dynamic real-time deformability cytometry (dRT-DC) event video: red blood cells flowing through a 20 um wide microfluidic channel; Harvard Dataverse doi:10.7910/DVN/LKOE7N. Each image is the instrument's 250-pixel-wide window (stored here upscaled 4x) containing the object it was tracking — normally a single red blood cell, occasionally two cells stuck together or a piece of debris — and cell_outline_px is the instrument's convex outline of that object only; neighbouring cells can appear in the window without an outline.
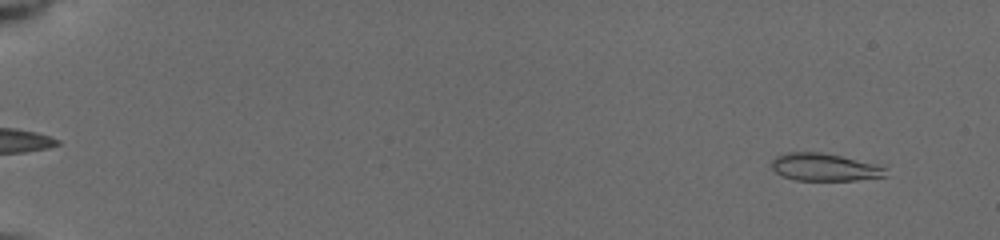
{"species": "common noctule bat (a hibernating species)", "species_latin": "Nyctalus noctula", "temperature_condition": "cold", "stored_images_in_passage": 26, "camera_frame_rate_fps": 3000, "um_per_image_px": 0.085, "animal": {"sex": "female", "body_mass_g": 19.5, "forearm_length_mm": 54.1}, "frame": {"image": 1, "passage_image": 3, "time_ms": 1.0, "image_size_px": [1000, 240], "cell_outline_px": [[888, 176], [856, 180], [796, 180], [784, 176], [776, 172], [772, 168], [772, 160], [776, 156], [788, 152], [820, 152], [840, 156], [872, 164], [884, 168]], "centroid_in_image_um": [70.04, 14.21], "position_along_channel_um": 15.0, "area_um2": 17.92}}
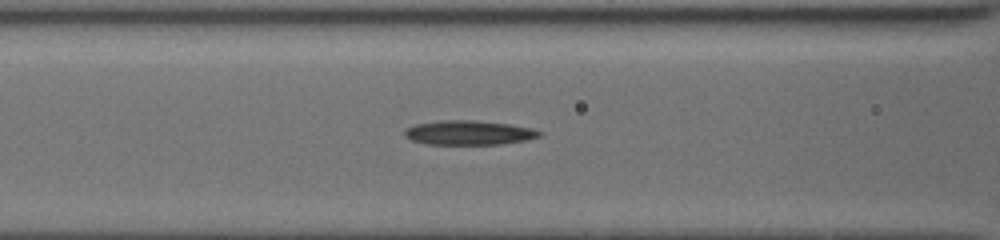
{"frame": {"image": 2, "passage_image": 20, "time_ms": 8.0, "image_size_px": [1000, 240], "cell_outline_px": [[540, 136], [524, 140], [500, 144], [424, 144], [412, 140], [404, 136], [404, 132], [408, 128], [416, 124], [440, 120], [472, 120], [508, 124], [532, 128], [540, 132]], "centroid_in_image_um": [39.81, 11.28], "position_along_channel_um": 126.8, "area_um2": 18.9}}
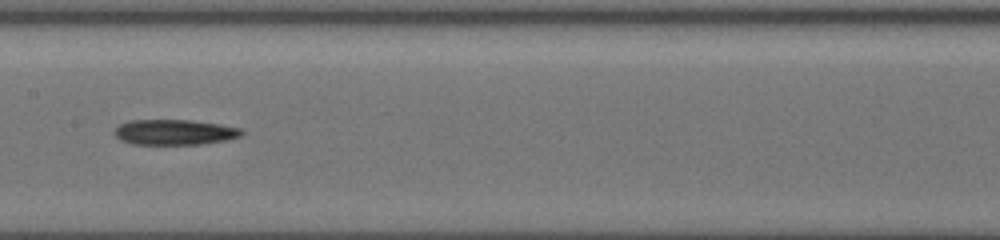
{"frame": {"image": 3, "passage_image": 24, "time_ms": 9.667, "image_size_px": [1000, 240], "cell_outline_px": [[244, 132], [240, 136], [224, 140], [200, 144], [132, 144], [120, 140], [116, 136], [116, 128], [120, 124], [128, 120], [188, 120], [220, 124], [244, 128]], "centroid_in_image_um": [14.85, 11.23], "position_along_channel_um": 192.5, "area_um2": 18.73}}